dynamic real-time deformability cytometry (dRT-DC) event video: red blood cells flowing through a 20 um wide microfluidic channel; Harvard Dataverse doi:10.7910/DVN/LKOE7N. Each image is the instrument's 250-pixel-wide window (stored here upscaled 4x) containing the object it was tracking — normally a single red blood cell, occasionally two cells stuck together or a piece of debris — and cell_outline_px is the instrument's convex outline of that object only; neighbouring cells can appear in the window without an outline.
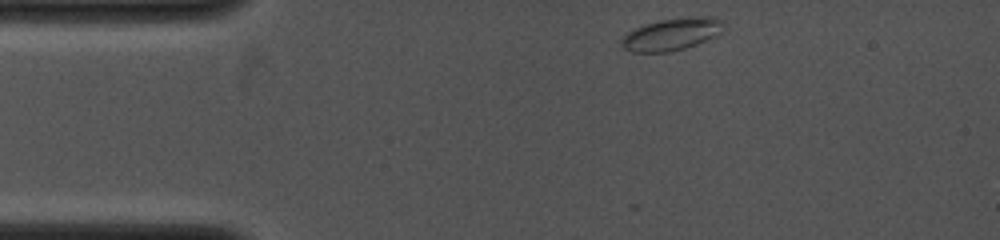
{"species": "common noctule bat (a hibernating species)", "species_latin": "Nyctalus noctula", "temperature_condition": "cold", "stored_images_in_passage": 32, "camera_frame_rate_fps": 4000, "um_per_image_px": 0.085, "animal": {"sex": "female", "body_mass_g": 19.0, "forearm_length_mm": 53.3}, "frame": {"image": 1, "passage_image": 1, "time_ms": 0.0, "image_size_px": [1000, 240], "cell_outline_px": [[724, 24], [720, 32], [696, 44], [684, 48], [668, 52], [632, 52], [624, 48], [620, 44], [620, 40], [628, 32], [644, 24], [660, 20], [696, 16], [712, 16], [720, 20]], "centroid_in_image_um": [57.05, 2.9], "position_along_channel_um": 28.0, "area_um2": 18.84}}
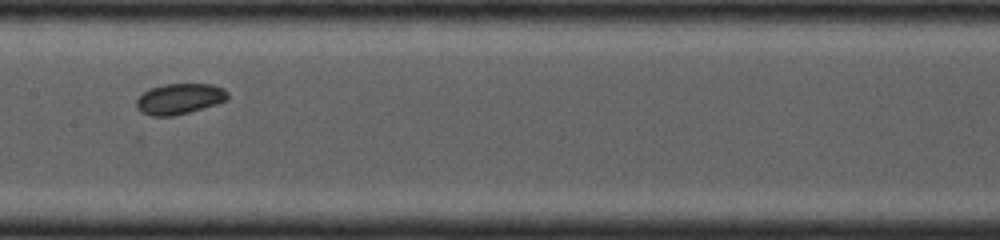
{"frame": {"image": 2, "passage_image": 15, "time_ms": 4.75, "image_size_px": [1000, 240], "cell_outline_px": [[228, 100], [216, 104], [188, 112], [172, 116], [152, 116], [140, 112], [136, 108], [136, 100], [144, 92], [152, 88], [164, 84], [212, 84], [224, 88], [228, 92]], "centroid_in_image_um": [15.27, 8.4], "position_along_channel_um": 192.1, "area_um2": 16.3}}
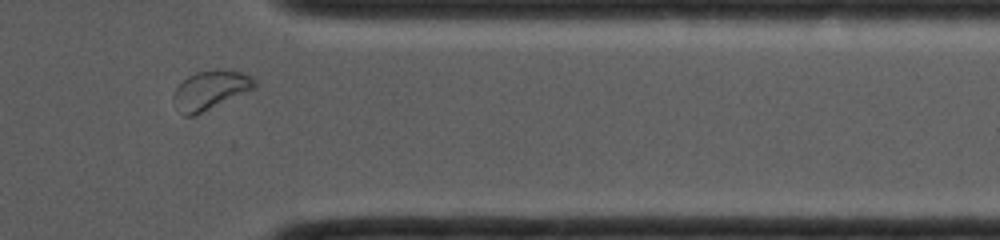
{"frame": {"image": 3, "passage_image": 28, "time_ms": 9.25, "image_size_px": [1000, 240], "cell_outline_px": [[256, 88], [196, 116], [184, 116], [180, 112], [172, 100], [172, 96], [176, 88], [188, 76], [196, 72], [216, 68], [244, 72], [252, 76], [256, 80]], "centroid_in_image_um": [17.91, 7.65], "position_along_channel_um": 393.5, "area_um2": 18.84}}